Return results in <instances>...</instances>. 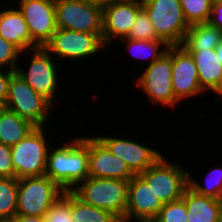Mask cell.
I'll return each instance as SVG.
<instances>
[{
    "instance_id": "cell-1",
    "label": "cell",
    "mask_w": 222,
    "mask_h": 222,
    "mask_svg": "<svg viewBox=\"0 0 222 222\" xmlns=\"http://www.w3.org/2000/svg\"><path fill=\"white\" fill-rule=\"evenodd\" d=\"M69 138L50 147L45 172L63 191H73L89 174V134Z\"/></svg>"
},
{
    "instance_id": "cell-2",
    "label": "cell",
    "mask_w": 222,
    "mask_h": 222,
    "mask_svg": "<svg viewBox=\"0 0 222 222\" xmlns=\"http://www.w3.org/2000/svg\"><path fill=\"white\" fill-rule=\"evenodd\" d=\"M128 182L113 178L87 177L72 192L84 203L111 212L124 220Z\"/></svg>"
},
{
    "instance_id": "cell-3",
    "label": "cell",
    "mask_w": 222,
    "mask_h": 222,
    "mask_svg": "<svg viewBox=\"0 0 222 222\" xmlns=\"http://www.w3.org/2000/svg\"><path fill=\"white\" fill-rule=\"evenodd\" d=\"M26 53L28 54V57L31 55L28 60L29 62L26 63L29 67L26 66V69L21 63H19L16 73L19 74L37 93L41 94L54 107H56V99L61 86L59 84L62 83V81L59 80L62 77L60 76L61 73H59L61 69L58 67L59 64L57 60L52 57L44 47L28 50Z\"/></svg>"
},
{
    "instance_id": "cell-4",
    "label": "cell",
    "mask_w": 222,
    "mask_h": 222,
    "mask_svg": "<svg viewBox=\"0 0 222 222\" xmlns=\"http://www.w3.org/2000/svg\"><path fill=\"white\" fill-rule=\"evenodd\" d=\"M46 133L49 134V128L46 126L36 127L24 139L11 146L17 179L45 175L49 149L53 145L51 143H55V139H50Z\"/></svg>"
},
{
    "instance_id": "cell-5",
    "label": "cell",
    "mask_w": 222,
    "mask_h": 222,
    "mask_svg": "<svg viewBox=\"0 0 222 222\" xmlns=\"http://www.w3.org/2000/svg\"><path fill=\"white\" fill-rule=\"evenodd\" d=\"M4 107L30 121L36 127H48V120L53 118L51 115L57 113L55 110L52 111L55 107L16 72L9 81Z\"/></svg>"
},
{
    "instance_id": "cell-6",
    "label": "cell",
    "mask_w": 222,
    "mask_h": 222,
    "mask_svg": "<svg viewBox=\"0 0 222 222\" xmlns=\"http://www.w3.org/2000/svg\"><path fill=\"white\" fill-rule=\"evenodd\" d=\"M144 65V70L134 79L135 87L142 89L152 105L154 103L172 110L179 106L180 102L174 97L172 89V46L161 58L150 65Z\"/></svg>"
},
{
    "instance_id": "cell-7",
    "label": "cell",
    "mask_w": 222,
    "mask_h": 222,
    "mask_svg": "<svg viewBox=\"0 0 222 222\" xmlns=\"http://www.w3.org/2000/svg\"><path fill=\"white\" fill-rule=\"evenodd\" d=\"M44 48L58 61L73 63L98 56L100 51H106L102 34H90L80 31L58 28ZM99 53V54H98Z\"/></svg>"
},
{
    "instance_id": "cell-8",
    "label": "cell",
    "mask_w": 222,
    "mask_h": 222,
    "mask_svg": "<svg viewBox=\"0 0 222 222\" xmlns=\"http://www.w3.org/2000/svg\"><path fill=\"white\" fill-rule=\"evenodd\" d=\"M166 158L164 154L154 165L139 174L162 204L181 199L189 185V169Z\"/></svg>"
},
{
    "instance_id": "cell-9",
    "label": "cell",
    "mask_w": 222,
    "mask_h": 222,
    "mask_svg": "<svg viewBox=\"0 0 222 222\" xmlns=\"http://www.w3.org/2000/svg\"><path fill=\"white\" fill-rule=\"evenodd\" d=\"M64 191L48 176L18 179L17 214L44 217Z\"/></svg>"
},
{
    "instance_id": "cell-10",
    "label": "cell",
    "mask_w": 222,
    "mask_h": 222,
    "mask_svg": "<svg viewBox=\"0 0 222 222\" xmlns=\"http://www.w3.org/2000/svg\"><path fill=\"white\" fill-rule=\"evenodd\" d=\"M158 35L169 46L181 45L189 25L179 0H141Z\"/></svg>"
},
{
    "instance_id": "cell-11",
    "label": "cell",
    "mask_w": 222,
    "mask_h": 222,
    "mask_svg": "<svg viewBox=\"0 0 222 222\" xmlns=\"http://www.w3.org/2000/svg\"><path fill=\"white\" fill-rule=\"evenodd\" d=\"M58 28L102 34V6L82 0H55Z\"/></svg>"
},
{
    "instance_id": "cell-12",
    "label": "cell",
    "mask_w": 222,
    "mask_h": 222,
    "mask_svg": "<svg viewBox=\"0 0 222 222\" xmlns=\"http://www.w3.org/2000/svg\"><path fill=\"white\" fill-rule=\"evenodd\" d=\"M141 9V0H111L102 7V41L107 49L128 36Z\"/></svg>"
},
{
    "instance_id": "cell-13",
    "label": "cell",
    "mask_w": 222,
    "mask_h": 222,
    "mask_svg": "<svg viewBox=\"0 0 222 222\" xmlns=\"http://www.w3.org/2000/svg\"><path fill=\"white\" fill-rule=\"evenodd\" d=\"M123 136L103 135L95 136L112 154L123 159L129 169L139 175L154 165L164 154L158 149H152L139 140H132ZM137 141V142H136Z\"/></svg>"
},
{
    "instance_id": "cell-14",
    "label": "cell",
    "mask_w": 222,
    "mask_h": 222,
    "mask_svg": "<svg viewBox=\"0 0 222 222\" xmlns=\"http://www.w3.org/2000/svg\"><path fill=\"white\" fill-rule=\"evenodd\" d=\"M17 8L28 25L31 39L44 47L58 29L55 0H19Z\"/></svg>"
},
{
    "instance_id": "cell-15",
    "label": "cell",
    "mask_w": 222,
    "mask_h": 222,
    "mask_svg": "<svg viewBox=\"0 0 222 222\" xmlns=\"http://www.w3.org/2000/svg\"><path fill=\"white\" fill-rule=\"evenodd\" d=\"M172 89L174 97L182 103L207 93L201 88L196 64L181 45L172 46Z\"/></svg>"
},
{
    "instance_id": "cell-16",
    "label": "cell",
    "mask_w": 222,
    "mask_h": 222,
    "mask_svg": "<svg viewBox=\"0 0 222 222\" xmlns=\"http://www.w3.org/2000/svg\"><path fill=\"white\" fill-rule=\"evenodd\" d=\"M162 207L159 198L140 175H134L129 180L124 220L139 222L147 218H156Z\"/></svg>"
},
{
    "instance_id": "cell-17",
    "label": "cell",
    "mask_w": 222,
    "mask_h": 222,
    "mask_svg": "<svg viewBox=\"0 0 222 222\" xmlns=\"http://www.w3.org/2000/svg\"><path fill=\"white\" fill-rule=\"evenodd\" d=\"M89 174L91 178H113L129 181L135 174L126 162L112 154L96 137L89 136Z\"/></svg>"
},
{
    "instance_id": "cell-18",
    "label": "cell",
    "mask_w": 222,
    "mask_h": 222,
    "mask_svg": "<svg viewBox=\"0 0 222 222\" xmlns=\"http://www.w3.org/2000/svg\"><path fill=\"white\" fill-rule=\"evenodd\" d=\"M196 64L201 88L215 95V103L222 98V59L215 49L187 50Z\"/></svg>"
},
{
    "instance_id": "cell-19",
    "label": "cell",
    "mask_w": 222,
    "mask_h": 222,
    "mask_svg": "<svg viewBox=\"0 0 222 222\" xmlns=\"http://www.w3.org/2000/svg\"><path fill=\"white\" fill-rule=\"evenodd\" d=\"M4 7L5 4L0 5V35L22 52L38 48L39 46L31 39L28 25L17 6Z\"/></svg>"
},
{
    "instance_id": "cell-20",
    "label": "cell",
    "mask_w": 222,
    "mask_h": 222,
    "mask_svg": "<svg viewBox=\"0 0 222 222\" xmlns=\"http://www.w3.org/2000/svg\"><path fill=\"white\" fill-rule=\"evenodd\" d=\"M182 199L187 208L188 222H217L222 218L220 199L197 194L189 186L185 189Z\"/></svg>"
},
{
    "instance_id": "cell-21",
    "label": "cell",
    "mask_w": 222,
    "mask_h": 222,
    "mask_svg": "<svg viewBox=\"0 0 222 222\" xmlns=\"http://www.w3.org/2000/svg\"><path fill=\"white\" fill-rule=\"evenodd\" d=\"M36 128L30 121L21 118L12 110L0 106V142L13 146Z\"/></svg>"
},
{
    "instance_id": "cell-22",
    "label": "cell",
    "mask_w": 222,
    "mask_h": 222,
    "mask_svg": "<svg viewBox=\"0 0 222 222\" xmlns=\"http://www.w3.org/2000/svg\"><path fill=\"white\" fill-rule=\"evenodd\" d=\"M222 39V31L209 22L189 26L183 46L186 50L215 49Z\"/></svg>"
},
{
    "instance_id": "cell-23",
    "label": "cell",
    "mask_w": 222,
    "mask_h": 222,
    "mask_svg": "<svg viewBox=\"0 0 222 222\" xmlns=\"http://www.w3.org/2000/svg\"><path fill=\"white\" fill-rule=\"evenodd\" d=\"M119 43L125 42L124 46L130 56L138 59L149 60L146 64L150 65L154 61L161 58L168 50L169 45L162 39L158 40H135L130 38H123L118 40Z\"/></svg>"
},
{
    "instance_id": "cell-24",
    "label": "cell",
    "mask_w": 222,
    "mask_h": 222,
    "mask_svg": "<svg viewBox=\"0 0 222 222\" xmlns=\"http://www.w3.org/2000/svg\"><path fill=\"white\" fill-rule=\"evenodd\" d=\"M71 217L73 222H117L111 212L84 203L71 191Z\"/></svg>"
},
{
    "instance_id": "cell-25",
    "label": "cell",
    "mask_w": 222,
    "mask_h": 222,
    "mask_svg": "<svg viewBox=\"0 0 222 222\" xmlns=\"http://www.w3.org/2000/svg\"><path fill=\"white\" fill-rule=\"evenodd\" d=\"M17 178H0V222L17 214Z\"/></svg>"
},
{
    "instance_id": "cell-26",
    "label": "cell",
    "mask_w": 222,
    "mask_h": 222,
    "mask_svg": "<svg viewBox=\"0 0 222 222\" xmlns=\"http://www.w3.org/2000/svg\"><path fill=\"white\" fill-rule=\"evenodd\" d=\"M206 180L202 182H196V178L192 172L189 171V187L194 190L197 194L211 197L214 199H221L222 197V167H213L208 172ZM205 184V185H204Z\"/></svg>"
},
{
    "instance_id": "cell-27",
    "label": "cell",
    "mask_w": 222,
    "mask_h": 222,
    "mask_svg": "<svg viewBox=\"0 0 222 222\" xmlns=\"http://www.w3.org/2000/svg\"><path fill=\"white\" fill-rule=\"evenodd\" d=\"M189 26L207 23L211 17L212 0H179Z\"/></svg>"
},
{
    "instance_id": "cell-28",
    "label": "cell",
    "mask_w": 222,
    "mask_h": 222,
    "mask_svg": "<svg viewBox=\"0 0 222 222\" xmlns=\"http://www.w3.org/2000/svg\"><path fill=\"white\" fill-rule=\"evenodd\" d=\"M44 222H73L71 217V191L63 195L48 209Z\"/></svg>"
},
{
    "instance_id": "cell-29",
    "label": "cell",
    "mask_w": 222,
    "mask_h": 222,
    "mask_svg": "<svg viewBox=\"0 0 222 222\" xmlns=\"http://www.w3.org/2000/svg\"><path fill=\"white\" fill-rule=\"evenodd\" d=\"M126 38L135 40L160 39L150 21L148 14L143 8L138 12L136 20Z\"/></svg>"
},
{
    "instance_id": "cell-30",
    "label": "cell",
    "mask_w": 222,
    "mask_h": 222,
    "mask_svg": "<svg viewBox=\"0 0 222 222\" xmlns=\"http://www.w3.org/2000/svg\"><path fill=\"white\" fill-rule=\"evenodd\" d=\"M26 51L22 52L11 42H8L0 35V69L16 71L19 60L25 57Z\"/></svg>"
},
{
    "instance_id": "cell-31",
    "label": "cell",
    "mask_w": 222,
    "mask_h": 222,
    "mask_svg": "<svg viewBox=\"0 0 222 222\" xmlns=\"http://www.w3.org/2000/svg\"><path fill=\"white\" fill-rule=\"evenodd\" d=\"M187 208L184 200L181 198L174 202L163 204L157 218L161 222H188Z\"/></svg>"
},
{
    "instance_id": "cell-32",
    "label": "cell",
    "mask_w": 222,
    "mask_h": 222,
    "mask_svg": "<svg viewBox=\"0 0 222 222\" xmlns=\"http://www.w3.org/2000/svg\"><path fill=\"white\" fill-rule=\"evenodd\" d=\"M0 178H16L13 168L11 146L0 142Z\"/></svg>"
},
{
    "instance_id": "cell-33",
    "label": "cell",
    "mask_w": 222,
    "mask_h": 222,
    "mask_svg": "<svg viewBox=\"0 0 222 222\" xmlns=\"http://www.w3.org/2000/svg\"><path fill=\"white\" fill-rule=\"evenodd\" d=\"M15 72L16 71L9 69H0V106H4L5 104L8 95L9 81Z\"/></svg>"
},
{
    "instance_id": "cell-34",
    "label": "cell",
    "mask_w": 222,
    "mask_h": 222,
    "mask_svg": "<svg viewBox=\"0 0 222 222\" xmlns=\"http://www.w3.org/2000/svg\"><path fill=\"white\" fill-rule=\"evenodd\" d=\"M209 23L222 31V2L212 4Z\"/></svg>"
},
{
    "instance_id": "cell-35",
    "label": "cell",
    "mask_w": 222,
    "mask_h": 222,
    "mask_svg": "<svg viewBox=\"0 0 222 222\" xmlns=\"http://www.w3.org/2000/svg\"><path fill=\"white\" fill-rule=\"evenodd\" d=\"M3 222H44V217L16 214L14 217L9 218Z\"/></svg>"
},
{
    "instance_id": "cell-36",
    "label": "cell",
    "mask_w": 222,
    "mask_h": 222,
    "mask_svg": "<svg viewBox=\"0 0 222 222\" xmlns=\"http://www.w3.org/2000/svg\"><path fill=\"white\" fill-rule=\"evenodd\" d=\"M82 1L97 4L103 7L111 0H82Z\"/></svg>"
},
{
    "instance_id": "cell-37",
    "label": "cell",
    "mask_w": 222,
    "mask_h": 222,
    "mask_svg": "<svg viewBox=\"0 0 222 222\" xmlns=\"http://www.w3.org/2000/svg\"><path fill=\"white\" fill-rule=\"evenodd\" d=\"M215 51H216V53H219V56L222 59V39L219 42V44L216 46Z\"/></svg>"
},
{
    "instance_id": "cell-38",
    "label": "cell",
    "mask_w": 222,
    "mask_h": 222,
    "mask_svg": "<svg viewBox=\"0 0 222 222\" xmlns=\"http://www.w3.org/2000/svg\"><path fill=\"white\" fill-rule=\"evenodd\" d=\"M139 222H161L157 217L156 218H147V219H143Z\"/></svg>"
},
{
    "instance_id": "cell-39",
    "label": "cell",
    "mask_w": 222,
    "mask_h": 222,
    "mask_svg": "<svg viewBox=\"0 0 222 222\" xmlns=\"http://www.w3.org/2000/svg\"><path fill=\"white\" fill-rule=\"evenodd\" d=\"M222 0H212V3H221Z\"/></svg>"
},
{
    "instance_id": "cell-40",
    "label": "cell",
    "mask_w": 222,
    "mask_h": 222,
    "mask_svg": "<svg viewBox=\"0 0 222 222\" xmlns=\"http://www.w3.org/2000/svg\"><path fill=\"white\" fill-rule=\"evenodd\" d=\"M117 222H132V221L118 220Z\"/></svg>"
}]
</instances>
